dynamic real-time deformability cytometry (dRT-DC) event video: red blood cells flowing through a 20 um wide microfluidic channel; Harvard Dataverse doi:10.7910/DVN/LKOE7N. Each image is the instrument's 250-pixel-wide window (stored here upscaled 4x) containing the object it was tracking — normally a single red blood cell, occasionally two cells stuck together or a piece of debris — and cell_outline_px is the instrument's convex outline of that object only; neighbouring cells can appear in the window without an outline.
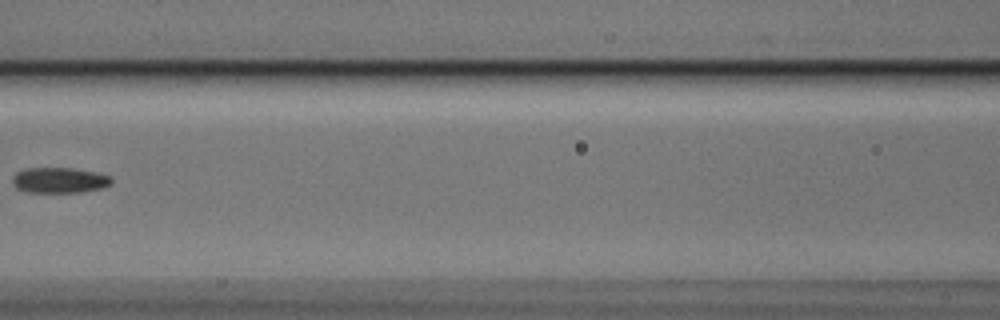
{"species": "Egyptian fruit bat (a non-hibernating species)", "species_latin": "Rousettus aegyptiacus", "temperature_condition": "cold", "stored_images_in_passage": 7, "camera_frame_rate_fps": 3000, "um_per_image_px": 0.085, "animal": {"sex": "male"}, "frame": {"image": 1, "passage_image": 6, "time_ms": 1.667, "image_size_px": [1000, 320], "cell_outline_px": [[112, 184], [104, 188], [80, 192], [28, 192], [16, 188], [12, 184], [12, 176], [16, 172], [24, 168], [72, 168], [96, 172], [108, 176], [112, 180]], "centroid_in_image_um": [5.02, 15.32], "position_along_channel_um": 161.6, "area_um2": 14.85}}
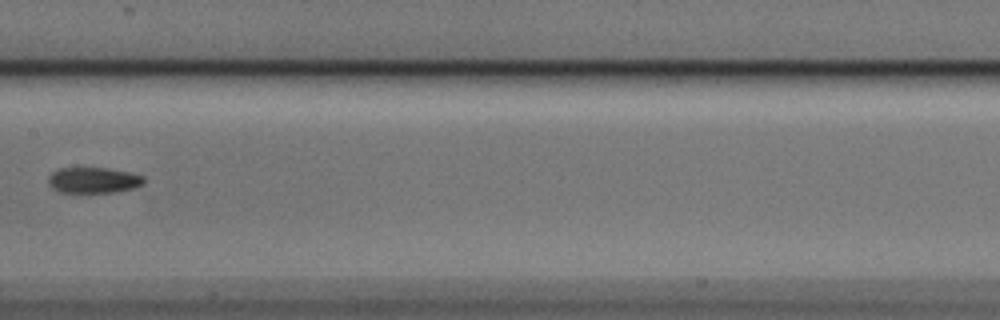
{"frame": {"image": 2, "passage_image": 7, "time_ms": 2.0, "image_size_px": [1000, 320], "cell_outline_px": [[144, 184], [136, 188], [116, 192], [60, 192], [52, 188], [48, 184], [48, 176], [52, 172], [60, 168], [108, 168], [128, 172], [144, 176]], "centroid_in_image_um": [7.95, 15.32], "position_along_channel_um": 199.4, "area_um2": 14.45}}